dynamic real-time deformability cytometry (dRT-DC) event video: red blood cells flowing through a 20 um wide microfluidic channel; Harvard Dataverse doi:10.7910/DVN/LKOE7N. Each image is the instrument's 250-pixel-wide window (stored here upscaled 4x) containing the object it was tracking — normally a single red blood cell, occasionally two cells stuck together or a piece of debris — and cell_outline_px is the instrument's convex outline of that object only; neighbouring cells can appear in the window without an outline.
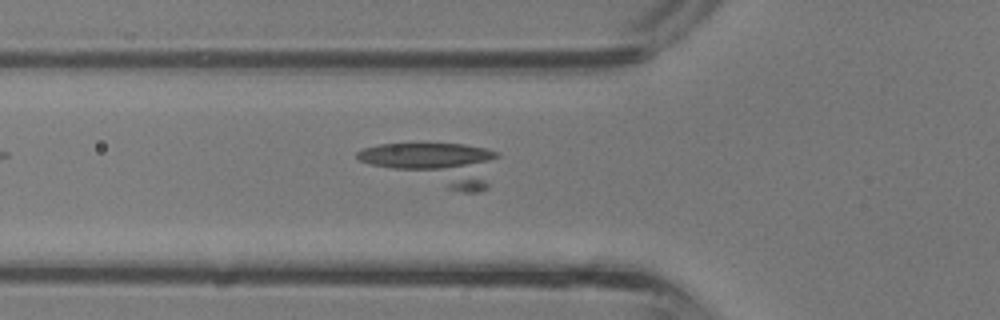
{"species": "common noctule bat (a hibernating species)", "species_latin": "Nyctalus noctula", "temperature_condition": "room temperature", "stored_images_in_passage": 28, "camera_frame_rate_fps": 3000, "um_per_image_px": 0.085, "animal": {"sex": "male", "body_mass_g": 13.3}, "frame": {"image": 1, "passage_image": 4, "time_ms": 1.0, "image_size_px": [1000, 320], "cell_outline_px": [[500, 156], [488, 188], [480, 192], [464, 192], [448, 188], [368, 164], [360, 160], [356, 156], [356, 152], [360, 148], [380, 144], [464, 144], [488, 148], [500, 152]], "centroid_in_image_um": [37.13, 13.9], "position_along_channel_um": 88.7, "area_um2": 34.56}}